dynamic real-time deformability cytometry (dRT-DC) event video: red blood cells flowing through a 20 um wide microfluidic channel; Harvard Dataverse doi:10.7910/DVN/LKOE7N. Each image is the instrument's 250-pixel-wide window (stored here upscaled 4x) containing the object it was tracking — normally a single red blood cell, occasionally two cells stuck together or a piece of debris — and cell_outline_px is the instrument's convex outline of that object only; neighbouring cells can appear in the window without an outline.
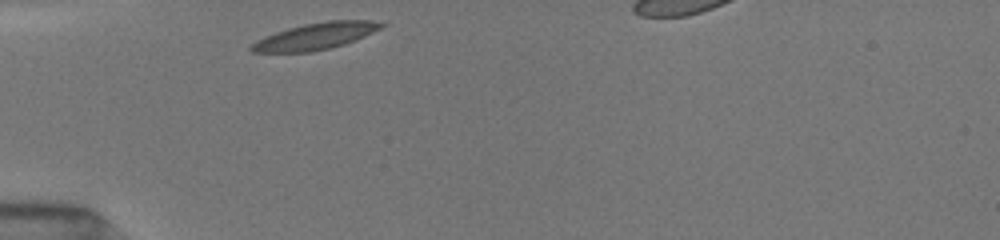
{"species": "common noctule bat (a hibernating species)", "species_latin": "Nyctalus noctula", "temperature_condition": "room temperature", "stored_images_in_passage": 29, "camera_frame_rate_fps": 3000, "um_per_image_px": 0.085, "animal": {"sex": "female", "body_mass_g": 19.5, "forearm_length_mm": 54.1}, "frame": {"image": 1, "passage_image": 1, "time_ms": 0.0, "image_size_px": [1000, 240], "cell_outline_px": [[388, 24], [356, 40], [332, 48], [312, 52], [252, 52], [248, 48], [256, 40], [276, 32], [288, 28], [304, 24], [328, 20], [368, 20]], "centroid_in_image_um": [26.81, 3.08], "position_along_channel_um": 58.2, "area_um2": 20.11}}
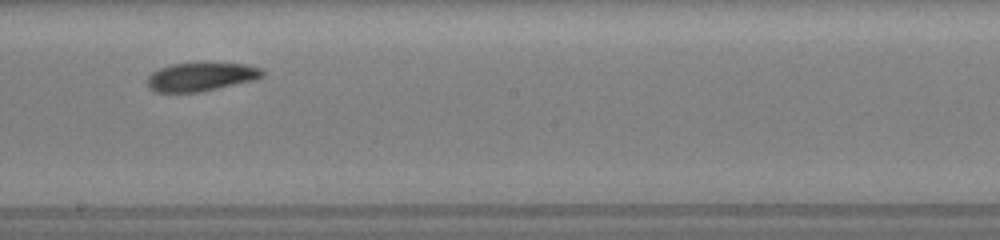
{"frame": {"image": 2, "passage_image": 15, "time_ms": 4.667, "image_size_px": [1000, 240], "cell_outline_px": [[264, 76], [256, 80], [200, 92], [156, 92], [148, 88], [148, 76], [152, 72], [160, 68], [172, 64], [244, 64], [260, 68], [264, 72]], "centroid_in_image_um": [17.09, 6.55], "position_along_channel_um": 231.1, "area_um2": 18.9}}
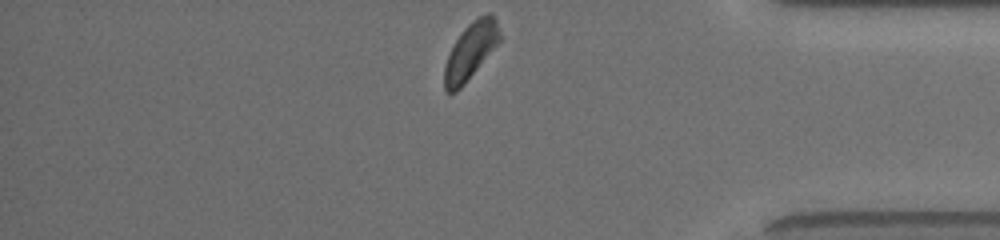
{"frame": {"image": 3, "passage_image": 29, "time_ms": 9.333, "image_size_px": [1000, 240], "cell_outline_px": [[500, 40], [464, 84], [456, 92], [448, 92], [444, 88], [444, 64], [456, 40], [464, 28], [472, 20], [488, 12], [492, 12], [496, 20], [500, 32]], "centroid_in_image_um": [39.99, 4.31], "position_along_channel_um": 395.2, "area_um2": 17.86}, "authors_computed_cell_mechanics": {"area_um2": 19.3052, "velocity_mm_per_s": 3.9387, "shape_relaxation_time_tau1_ms": 2.1342, "shape_relaxation_time_tau2_ms": 7.7726, "deformation_change_tau1": 0.0865, "deformation_change_tau2": 0.1486}}